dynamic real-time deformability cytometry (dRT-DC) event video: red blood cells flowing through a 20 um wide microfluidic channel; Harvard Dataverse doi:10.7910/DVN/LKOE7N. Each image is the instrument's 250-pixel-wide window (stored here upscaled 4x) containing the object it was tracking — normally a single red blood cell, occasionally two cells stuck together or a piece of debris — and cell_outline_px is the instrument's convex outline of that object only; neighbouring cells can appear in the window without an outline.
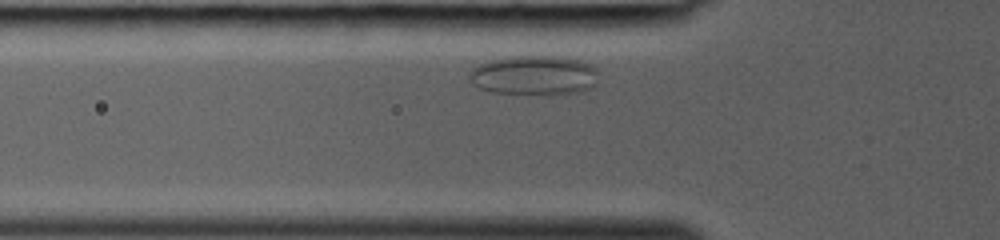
{"species": "common noctule bat (a hibernating species)", "species_latin": "Nyctalus noctula", "temperature_condition": "room temperature", "stored_images_in_passage": 25, "camera_frame_rate_fps": 3000, "um_per_image_px": 0.085, "animal": {"sex": "female", "body_mass_g": 19.0, "forearm_length_mm": 53.3}, "frame": {"image": 1, "passage_image": 3, "time_ms": 0.667, "image_size_px": [1000, 240], "cell_outline_px": [[596, 84], [592, 88], [580, 92], [552, 96], [492, 92], [480, 88], [468, 76], [468, 72], [472, 68], [480, 64], [492, 60], [508, 56], [552, 56], [580, 60], [592, 64], [596, 68]], "centroid_in_image_um": [45.44, 6.42], "position_along_channel_um": 80.4, "area_um2": 30.23}}
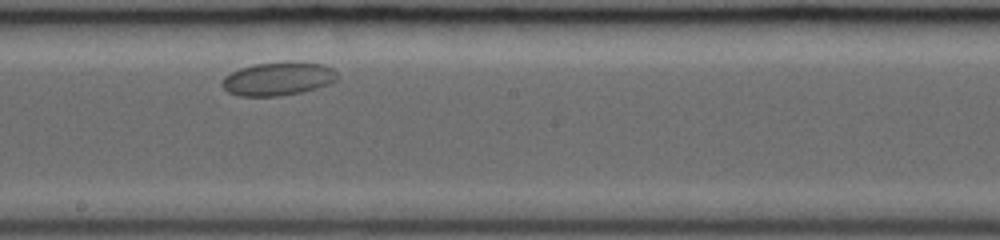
{"frame": {"image": 2, "passage_image": 13, "time_ms": 4.0, "image_size_px": [1000, 240], "cell_outline_px": [[336, 80], [328, 84], [316, 88], [300, 92], [280, 96], [236, 96], [228, 92], [220, 84], [224, 76], [240, 68], [256, 64], [288, 60], [324, 64], [332, 68], [336, 72]], "centroid_in_image_um": [23.61, 6.68], "position_along_channel_um": 224.6, "area_um2": 22.66}}
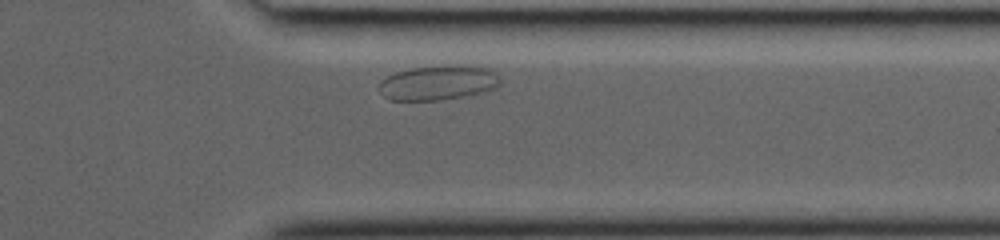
{"frame": {"image": 3, "passage_image": 23, "time_ms": 7.333, "image_size_px": [1000, 240], "cell_outline_px": [[500, 84], [496, 88], [452, 100], [388, 100], [384, 96], [380, 84], [380, 80], [396, 72], [412, 68], [444, 64], [480, 64], [488, 68], [500, 80]], "centroid_in_image_um": [37.3, 7.01], "position_along_channel_um": 374.1, "area_um2": 25.03}}